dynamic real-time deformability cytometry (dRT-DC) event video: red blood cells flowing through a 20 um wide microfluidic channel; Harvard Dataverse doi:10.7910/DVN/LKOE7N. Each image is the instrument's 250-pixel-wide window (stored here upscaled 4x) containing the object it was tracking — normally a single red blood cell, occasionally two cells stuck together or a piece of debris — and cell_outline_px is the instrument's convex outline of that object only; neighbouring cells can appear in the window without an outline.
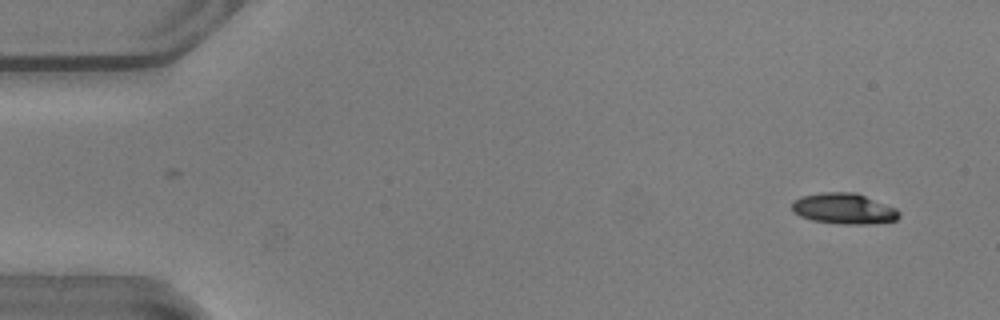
{"species": "common noctule bat (a hibernating species)", "species_latin": "Nyctalus noctula", "temperature_condition": "warm", "stored_images_in_passage": 52, "camera_frame_rate_fps": 3000, "um_per_image_px": 0.085, "animal": {"sex": "male", "body_mass_g": 20.5, "forearm_length_mm": 52.5}, "frame": {"image": 1, "passage_image": 3, "time_ms": 0.667, "image_size_px": [1000, 320], "cell_outline_px": [[900, 216], [896, 220], [868, 224], [844, 224], [812, 220], [800, 216], [792, 212], [792, 200], [800, 196], [824, 192], [856, 192], [896, 208], [900, 212]], "centroid_in_image_um": [71.71, 17.72], "position_along_channel_um": 13.3, "area_um2": 19.31}}
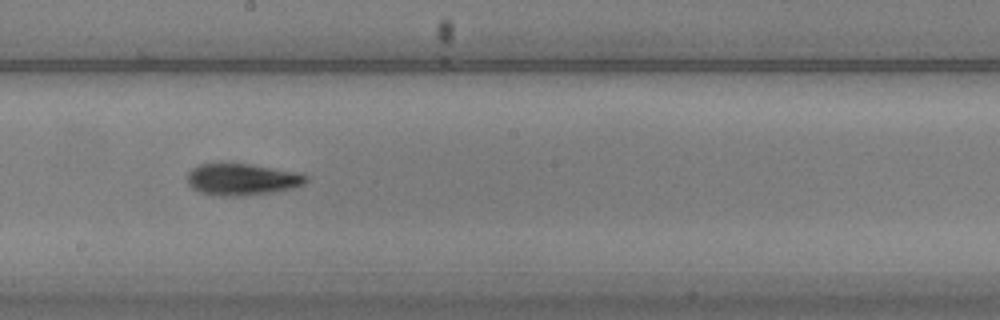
{"frame": {"image": 2, "passage_image": 29, "time_ms": 9.333, "image_size_px": [1000, 320], "cell_outline_px": [[308, 180], [304, 184], [292, 188], [272, 192], [244, 196], [220, 196], [200, 192], [192, 188], [188, 184], [188, 172], [192, 168], [200, 164], [220, 160], [252, 164], [300, 172], [308, 176]], "centroid_in_image_um": [20.55, 15.2], "position_along_channel_um": 227.6, "area_um2": 22.77}}
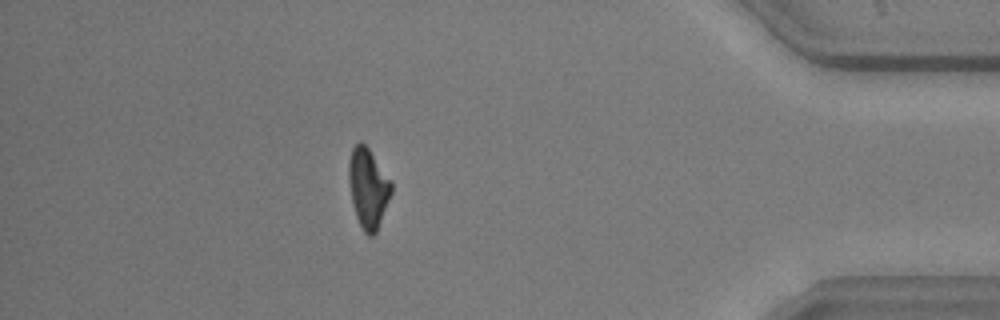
{"frame": {"image": 3, "passage_image": 46, "time_ms": 15.0, "image_size_px": [1000, 320], "cell_outline_px": [[392, 192], [376, 232], [372, 236], [368, 236], [364, 232], [356, 216], [352, 204], [348, 180], [348, 160], [352, 148], [360, 140], [368, 148], [392, 180]], "centroid_in_image_um": [31.28, 15.96], "position_along_channel_um": 403.9, "area_um2": 19.88}, "authors_computed_cell_mechanics": {"area_um2": 20.519, "velocity_mm_per_s": 3.8683, "shape_relaxation_time_tau1_ms": 5.0851, "shape_relaxation_time_tau2_ms": 5.5466, "deformation_change_tau1": 0.204, "deformation_change_tau2": 0.1521}}